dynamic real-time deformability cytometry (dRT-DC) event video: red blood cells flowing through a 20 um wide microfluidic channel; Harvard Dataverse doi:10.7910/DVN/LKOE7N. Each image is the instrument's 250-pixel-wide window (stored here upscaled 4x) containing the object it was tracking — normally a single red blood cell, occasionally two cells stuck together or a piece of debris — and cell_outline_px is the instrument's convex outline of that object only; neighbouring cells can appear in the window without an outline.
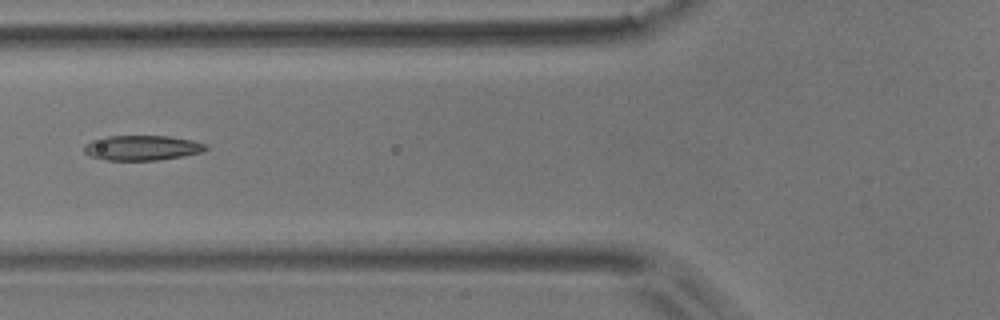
{"species": "common noctule bat (a hibernating species)", "species_latin": "Nyctalus noctula", "temperature_condition": "room temperature", "stored_images_in_passage": 7, "camera_frame_rate_fps": 3000, "um_per_image_px": 0.085, "animal": {"sex": "male", "body_mass_g": 17.9}, "frame": {"image": 1, "passage_image": 6, "time_ms": 1.667, "image_size_px": [1000, 320], "cell_outline_px": [[208, 148], [200, 152], [184, 156], [156, 160], [104, 160], [92, 156], [84, 152], [84, 144], [92, 140], [104, 136], [168, 136], [192, 140], [208, 144]], "centroid_in_image_um": [12.07, 12.56], "position_along_channel_um": 113.7, "area_um2": 17.74}}
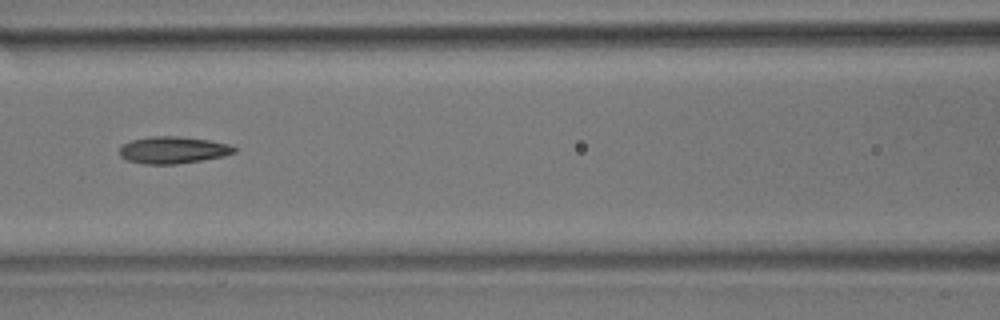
{"frame": {"image": 2, "passage_image": 7, "time_ms": 2.0, "image_size_px": [1000, 320], "cell_outline_px": [[236, 152], [224, 156], [176, 164], [144, 164], [128, 160], [120, 156], [120, 144], [132, 140], [152, 136], [176, 136], [208, 140], [228, 144], [236, 148]], "centroid_in_image_um": [14.68, 12.75], "position_along_channel_um": 151.9, "area_um2": 17.92}}